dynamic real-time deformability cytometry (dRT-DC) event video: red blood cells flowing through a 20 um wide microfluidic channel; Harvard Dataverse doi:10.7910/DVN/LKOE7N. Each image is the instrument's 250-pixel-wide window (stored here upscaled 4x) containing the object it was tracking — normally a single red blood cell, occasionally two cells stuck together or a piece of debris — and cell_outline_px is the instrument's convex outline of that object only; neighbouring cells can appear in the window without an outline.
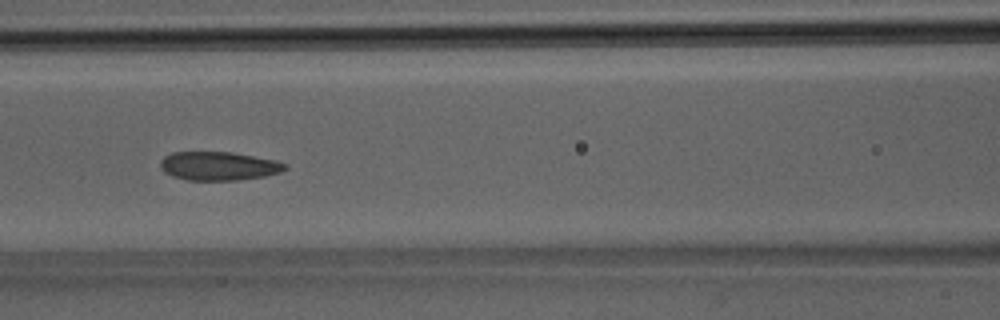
{"species": "Egyptian fruit bat (a non-hibernating species)", "species_latin": "Rousettus aegyptiacus", "temperature_condition": "room temperature", "stored_images_in_passage": 37, "camera_frame_rate_fps": 3000, "um_per_image_px": 0.085, "animal": {"sex": "male"}, "frame": {"image": 1, "passage_image": 15, "time_ms": 4.667, "image_size_px": [1000, 320], "cell_outline_px": [[288, 168], [280, 172], [264, 176], [236, 180], [188, 180], [172, 176], [164, 172], [160, 168], [160, 160], [164, 156], [172, 152], [232, 152], [276, 160], [288, 164]], "centroid_in_image_um": [18.58, 14.1], "position_along_channel_um": 148.0, "area_um2": 20.92}}
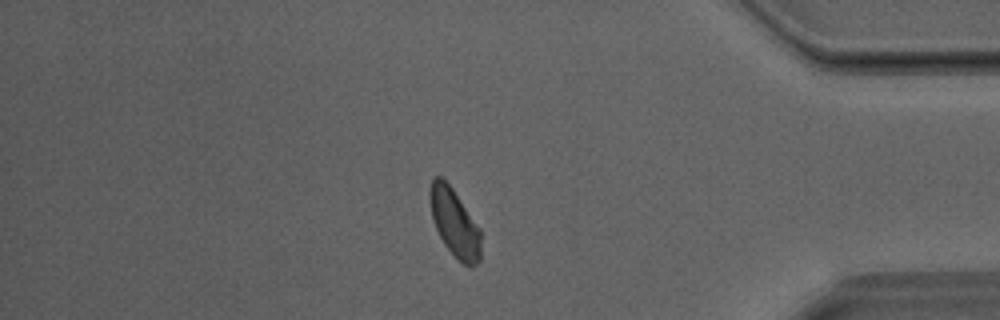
{"frame": {"image": 2, "passage_image": 31, "time_ms": 10.0, "image_size_px": [1000, 320], "cell_outline_px": [[480, 260], [472, 268], [468, 268], [444, 244], [432, 220], [428, 196], [428, 192], [432, 176], [440, 176], [452, 188], [480, 228]], "centroid_in_image_um": [38.61, 18.91], "position_along_channel_um": 396.6, "area_um2": 20.17}}
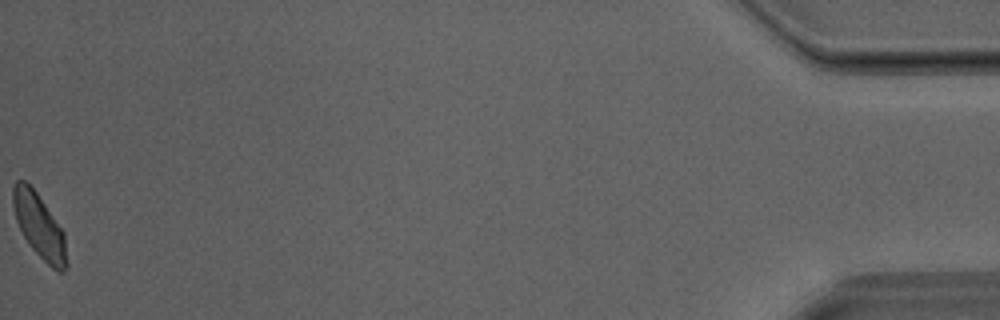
{"frame": {"image": 3, "passage_image": 37, "time_ms": 12.0, "image_size_px": [1000, 320], "cell_outline_px": [[68, 264], [64, 272], [56, 272], [32, 248], [24, 236], [16, 220], [12, 204], [12, 188], [16, 180], [28, 180], [64, 232]], "centroid_in_image_um": [3.34, 19.19], "position_along_channel_um": 431.9, "area_um2": 20.17}}